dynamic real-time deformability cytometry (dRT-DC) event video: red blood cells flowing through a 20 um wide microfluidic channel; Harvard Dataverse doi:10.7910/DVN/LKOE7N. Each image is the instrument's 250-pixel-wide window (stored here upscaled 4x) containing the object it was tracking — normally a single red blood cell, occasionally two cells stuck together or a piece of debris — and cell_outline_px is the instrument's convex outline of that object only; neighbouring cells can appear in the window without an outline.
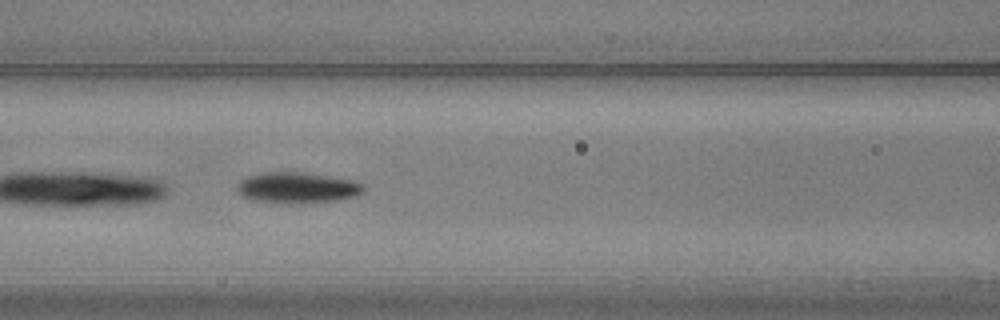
{"species": "common noctule bat (a hibernating species)", "species_latin": "Nyctalus noctula", "temperature_condition": "warm", "stored_images_in_passage": 29, "camera_frame_rate_fps": 3000, "um_per_image_px": 0.085, "animal": {"sex": "male", "body_mass_g": 20.5, "forearm_length_mm": 52.5}, "frame": {"image": 1, "passage_image": 22, "time_ms": 7.0, "image_size_px": [1000, 320], "cell_outline_px": [[364, 192], [356, 196], [340, 200], [256, 200], [244, 196], [236, 188], [240, 180], [248, 176], [260, 172], [304, 172], [352, 180], [364, 184]], "centroid_in_image_um": [25.32, 15.88], "position_along_channel_um": 141.3, "area_um2": 21.56}}
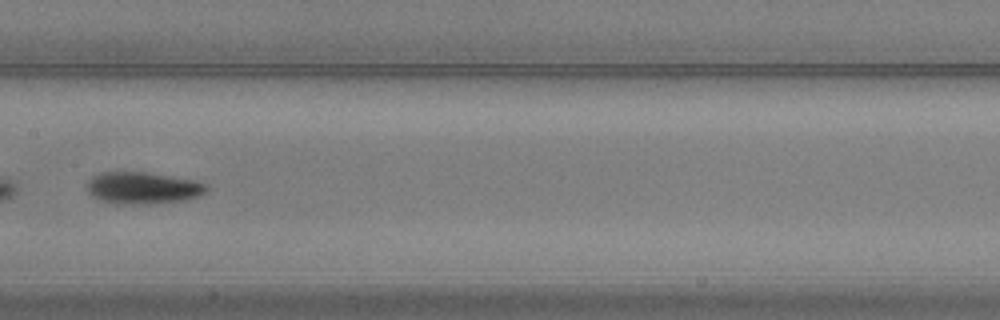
{"frame": {"image": 2, "passage_image": 26, "time_ms": 8.333, "image_size_px": [1000, 320], "cell_outline_px": [[208, 192], [200, 196], [184, 200], [148, 204], [116, 204], [100, 200], [92, 196], [88, 192], [88, 180], [92, 176], [100, 172], [148, 172], [196, 180], [204, 184], [208, 188]], "centroid_in_image_um": [12.15, 15.97], "position_along_channel_um": 195.2, "area_um2": 22.43}}